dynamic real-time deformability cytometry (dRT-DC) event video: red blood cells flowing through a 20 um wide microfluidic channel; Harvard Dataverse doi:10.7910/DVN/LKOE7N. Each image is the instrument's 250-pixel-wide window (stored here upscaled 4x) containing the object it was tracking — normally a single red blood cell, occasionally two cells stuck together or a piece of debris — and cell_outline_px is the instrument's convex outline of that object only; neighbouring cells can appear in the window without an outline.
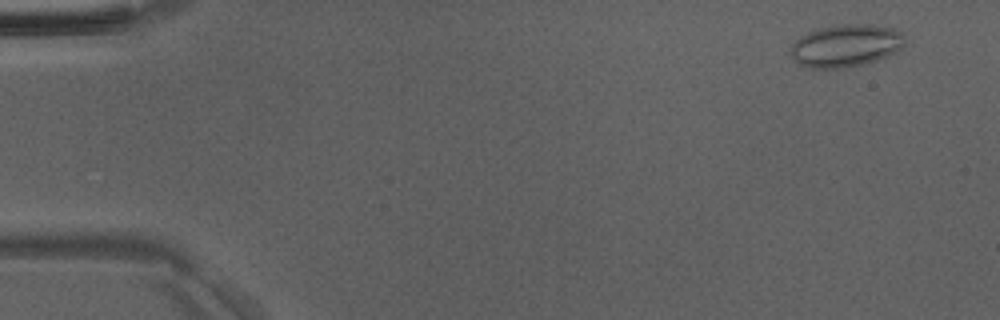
{"species": "Egyptian fruit bat (a non-hibernating species)", "species_latin": "Rousettus aegyptiacus", "temperature_condition": "room temperature", "stored_images_in_passage": 12, "camera_frame_rate_fps": 3000, "um_per_image_px": 0.085, "animal": {"sex": "male"}, "frame": {"image": 1, "passage_image": 3, "time_ms": 0.667, "image_size_px": [1000, 320], "cell_outline_px": [[904, 44], [896, 52], [888, 56], [876, 60], [844, 68], [808, 68], [800, 64], [788, 52], [788, 48], [800, 36], [808, 32], [820, 28], [844, 24], [872, 24], [896, 28], [900, 32], [904, 40]], "centroid_in_image_um": [71.87, 3.87], "position_along_channel_um": 13.1, "area_um2": 28.26}}